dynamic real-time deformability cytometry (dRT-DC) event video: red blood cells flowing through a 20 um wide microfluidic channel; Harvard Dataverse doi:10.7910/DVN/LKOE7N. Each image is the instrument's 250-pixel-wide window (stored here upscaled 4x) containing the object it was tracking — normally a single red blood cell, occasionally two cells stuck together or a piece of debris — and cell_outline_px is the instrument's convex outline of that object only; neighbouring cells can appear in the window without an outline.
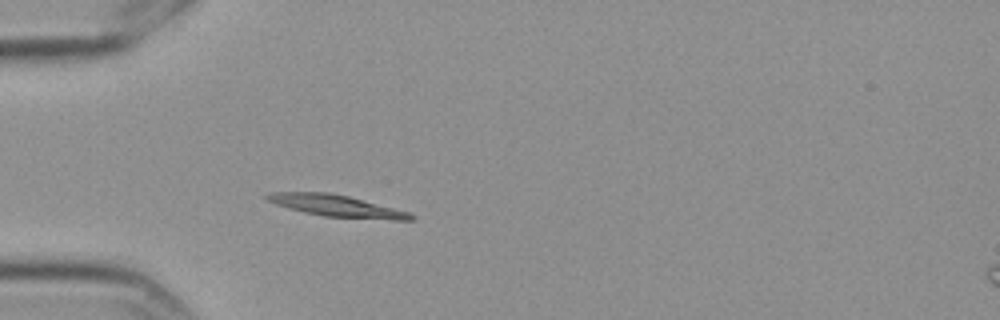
{"species": "Egyptian fruit bat (a non-hibernating species)", "species_latin": "Rousettus aegyptiacus", "temperature_condition": "cold", "stored_images_in_passage": 1, "camera_frame_rate_fps": 3000, "um_per_image_px": 0.085, "frame": {"image": 1, "passage_image": 1, "time_ms": 0.0, "image_size_px": [1000, 320], "cell_outline_px": [[416, 220], [392, 220], [324, 216], [304, 212], [288, 208], [276, 204], [268, 200], [264, 196], [272, 192], [328, 192], [348, 196], [408, 212], [416, 216]], "centroid_in_image_um": [28.62, 17.5], "position_along_channel_um": 56.4, "area_um2": 17.98}}